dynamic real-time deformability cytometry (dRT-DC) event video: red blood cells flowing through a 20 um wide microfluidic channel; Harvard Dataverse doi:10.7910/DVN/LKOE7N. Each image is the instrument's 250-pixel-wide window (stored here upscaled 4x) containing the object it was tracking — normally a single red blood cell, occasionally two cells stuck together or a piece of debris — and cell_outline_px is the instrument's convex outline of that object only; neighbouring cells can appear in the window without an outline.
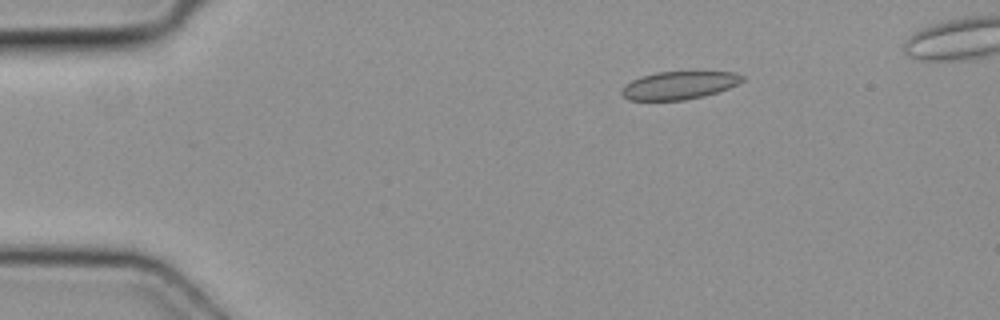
{"species": "common noctule bat (a hibernating species)", "species_latin": "Nyctalus noctula", "temperature_condition": "cold", "stored_images_in_passage": 4, "camera_frame_rate_fps": 3000, "um_per_image_px": 0.085, "animal": {"sex": "female", "body_mass_g": 19.3, "forearm_length_mm": 54.1}, "frame": {"image": 1, "passage_image": 2, "time_ms": 0.333, "image_size_px": [1000, 320], "cell_outline_px": [[744, 80], [728, 88], [704, 96], [684, 100], [628, 100], [620, 92], [632, 80], [640, 76], [656, 72], [732, 72], [744, 76]], "centroid_in_image_um": [57.71, 7.25], "position_along_channel_um": 27.3, "area_um2": 19.36}}